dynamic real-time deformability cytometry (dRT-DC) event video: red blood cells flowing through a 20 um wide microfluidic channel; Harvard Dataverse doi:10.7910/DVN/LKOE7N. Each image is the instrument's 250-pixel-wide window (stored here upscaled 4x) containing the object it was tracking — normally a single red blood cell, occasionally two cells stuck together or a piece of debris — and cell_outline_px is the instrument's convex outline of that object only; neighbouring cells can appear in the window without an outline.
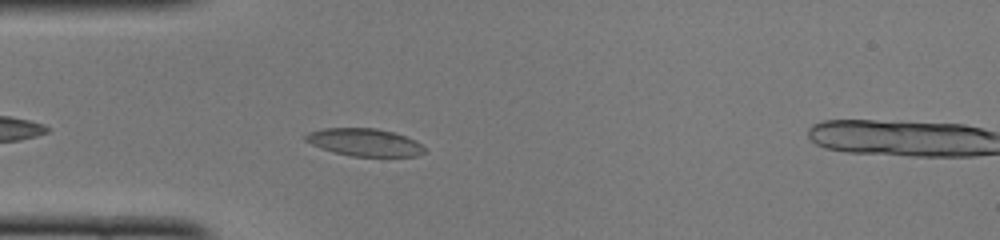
{"species": "common noctule bat (a hibernating species)", "species_latin": "Nyctalus noctula", "temperature_condition": "cold", "stored_images_in_passage": 11, "camera_frame_rate_fps": 3000, "um_per_image_px": 0.085, "animal": {"sex": "female", "body_mass_g": 22.0, "forearm_length_mm": 56.7}, "frame": {"image": 1, "passage_image": 4, "time_ms": 1.0, "image_size_px": [1000, 240], "cell_outline_px": [[424, 152], [416, 156], [352, 156], [320, 148], [304, 140], [304, 136], [308, 132], [324, 128], [376, 128], [392, 132], [416, 140], [424, 148]], "centroid_in_image_um": [30.96, 12.09], "position_along_channel_um": 54.0, "area_um2": 18.9}}
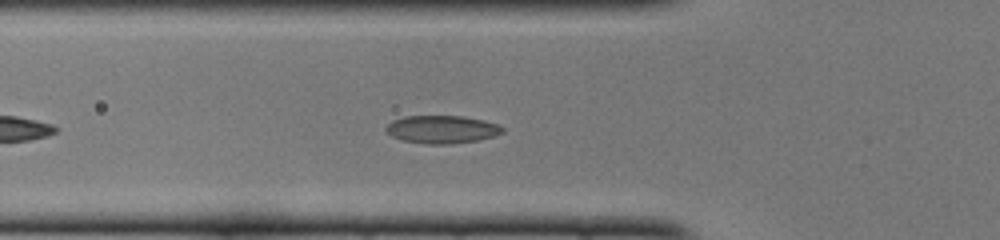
{"frame": {"image": 2, "passage_image": 7, "time_ms": 2.0, "image_size_px": [1000, 240], "cell_outline_px": [[504, 132], [480, 140], [452, 144], [424, 144], [404, 140], [392, 136], [384, 128], [392, 120], [404, 116], [464, 116], [484, 120], [496, 124], [504, 128]], "centroid_in_image_um": [37.57, 11.0], "position_along_channel_um": 88.2, "area_um2": 18.96}}